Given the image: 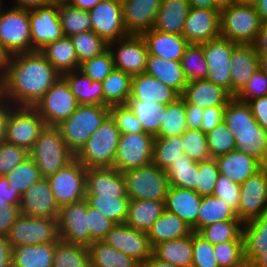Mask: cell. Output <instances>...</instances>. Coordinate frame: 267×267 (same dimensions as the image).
<instances>
[{"label":"cell","instance_id":"1","mask_svg":"<svg viewBox=\"0 0 267 267\" xmlns=\"http://www.w3.org/2000/svg\"><path fill=\"white\" fill-rule=\"evenodd\" d=\"M60 78L39 51L10 55L2 70L4 99L12 106L33 107Z\"/></svg>","mask_w":267,"mask_h":267},{"label":"cell","instance_id":"2","mask_svg":"<svg viewBox=\"0 0 267 267\" xmlns=\"http://www.w3.org/2000/svg\"><path fill=\"white\" fill-rule=\"evenodd\" d=\"M224 122L233 133L236 149L267 166V130L254 118L250 105L233 97L225 106Z\"/></svg>","mask_w":267,"mask_h":267},{"label":"cell","instance_id":"3","mask_svg":"<svg viewBox=\"0 0 267 267\" xmlns=\"http://www.w3.org/2000/svg\"><path fill=\"white\" fill-rule=\"evenodd\" d=\"M108 116L109 106L79 104L77 109L56 127L69 150L76 155Z\"/></svg>","mask_w":267,"mask_h":267},{"label":"cell","instance_id":"4","mask_svg":"<svg viewBox=\"0 0 267 267\" xmlns=\"http://www.w3.org/2000/svg\"><path fill=\"white\" fill-rule=\"evenodd\" d=\"M120 131L109 115L75 155L86 168H113Z\"/></svg>","mask_w":267,"mask_h":267},{"label":"cell","instance_id":"5","mask_svg":"<svg viewBox=\"0 0 267 267\" xmlns=\"http://www.w3.org/2000/svg\"><path fill=\"white\" fill-rule=\"evenodd\" d=\"M29 156L44 178L64 168L75 158L56 126H46L42 130L29 151Z\"/></svg>","mask_w":267,"mask_h":267},{"label":"cell","instance_id":"6","mask_svg":"<svg viewBox=\"0 0 267 267\" xmlns=\"http://www.w3.org/2000/svg\"><path fill=\"white\" fill-rule=\"evenodd\" d=\"M262 21L254 4H230L220 9L221 36L237 44H253Z\"/></svg>","mask_w":267,"mask_h":267},{"label":"cell","instance_id":"7","mask_svg":"<svg viewBox=\"0 0 267 267\" xmlns=\"http://www.w3.org/2000/svg\"><path fill=\"white\" fill-rule=\"evenodd\" d=\"M0 45L8 56L32 52L29 9L8 5L1 8Z\"/></svg>","mask_w":267,"mask_h":267},{"label":"cell","instance_id":"8","mask_svg":"<svg viewBox=\"0 0 267 267\" xmlns=\"http://www.w3.org/2000/svg\"><path fill=\"white\" fill-rule=\"evenodd\" d=\"M130 200L165 201L170 187L165 170L153 163L122 173Z\"/></svg>","mask_w":267,"mask_h":267},{"label":"cell","instance_id":"9","mask_svg":"<svg viewBox=\"0 0 267 267\" xmlns=\"http://www.w3.org/2000/svg\"><path fill=\"white\" fill-rule=\"evenodd\" d=\"M11 248L60 240L57 218L30 217L20 214L6 235Z\"/></svg>","mask_w":267,"mask_h":267},{"label":"cell","instance_id":"10","mask_svg":"<svg viewBox=\"0 0 267 267\" xmlns=\"http://www.w3.org/2000/svg\"><path fill=\"white\" fill-rule=\"evenodd\" d=\"M87 168L76 158L47 177L59 207L85 199Z\"/></svg>","mask_w":267,"mask_h":267},{"label":"cell","instance_id":"11","mask_svg":"<svg viewBox=\"0 0 267 267\" xmlns=\"http://www.w3.org/2000/svg\"><path fill=\"white\" fill-rule=\"evenodd\" d=\"M79 103L72 94L68 83L61 77L35 103L33 108L43 119L46 126H57L67 119L78 107Z\"/></svg>","mask_w":267,"mask_h":267},{"label":"cell","instance_id":"12","mask_svg":"<svg viewBox=\"0 0 267 267\" xmlns=\"http://www.w3.org/2000/svg\"><path fill=\"white\" fill-rule=\"evenodd\" d=\"M46 127L33 107L13 106L9 112L5 141L30 151Z\"/></svg>","mask_w":267,"mask_h":267},{"label":"cell","instance_id":"13","mask_svg":"<svg viewBox=\"0 0 267 267\" xmlns=\"http://www.w3.org/2000/svg\"><path fill=\"white\" fill-rule=\"evenodd\" d=\"M154 139L146 132L121 134L113 168L123 173L151 164Z\"/></svg>","mask_w":267,"mask_h":267},{"label":"cell","instance_id":"14","mask_svg":"<svg viewBox=\"0 0 267 267\" xmlns=\"http://www.w3.org/2000/svg\"><path fill=\"white\" fill-rule=\"evenodd\" d=\"M114 68L131 76L145 73L148 47L142 35L128 34L108 43Z\"/></svg>","mask_w":267,"mask_h":267},{"label":"cell","instance_id":"15","mask_svg":"<svg viewBox=\"0 0 267 267\" xmlns=\"http://www.w3.org/2000/svg\"><path fill=\"white\" fill-rule=\"evenodd\" d=\"M237 43L222 36L203 43L208 65L206 80L222 86L231 93V57Z\"/></svg>","mask_w":267,"mask_h":267},{"label":"cell","instance_id":"16","mask_svg":"<svg viewBox=\"0 0 267 267\" xmlns=\"http://www.w3.org/2000/svg\"><path fill=\"white\" fill-rule=\"evenodd\" d=\"M267 212V166L240 184L237 218L246 223Z\"/></svg>","mask_w":267,"mask_h":267},{"label":"cell","instance_id":"17","mask_svg":"<svg viewBox=\"0 0 267 267\" xmlns=\"http://www.w3.org/2000/svg\"><path fill=\"white\" fill-rule=\"evenodd\" d=\"M32 52L62 38L63 32L58 13V0L48 5L29 9Z\"/></svg>","mask_w":267,"mask_h":267},{"label":"cell","instance_id":"18","mask_svg":"<svg viewBox=\"0 0 267 267\" xmlns=\"http://www.w3.org/2000/svg\"><path fill=\"white\" fill-rule=\"evenodd\" d=\"M102 241L134 258L142 266L152 255L153 248L147 233L133 229L126 223L115 224Z\"/></svg>","mask_w":267,"mask_h":267},{"label":"cell","instance_id":"19","mask_svg":"<svg viewBox=\"0 0 267 267\" xmlns=\"http://www.w3.org/2000/svg\"><path fill=\"white\" fill-rule=\"evenodd\" d=\"M57 221L61 241L85 247L91 245L85 199L60 207Z\"/></svg>","mask_w":267,"mask_h":267},{"label":"cell","instance_id":"20","mask_svg":"<svg viewBox=\"0 0 267 267\" xmlns=\"http://www.w3.org/2000/svg\"><path fill=\"white\" fill-rule=\"evenodd\" d=\"M88 12L92 31L107 43L128 35L123 23L121 0H102Z\"/></svg>","mask_w":267,"mask_h":267},{"label":"cell","instance_id":"21","mask_svg":"<svg viewBox=\"0 0 267 267\" xmlns=\"http://www.w3.org/2000/svg\"><path fill=\"white\" fill-rule=\"evenodd\" d=\"M182 36L193 44H201L221 36L220 9L190 8Z\"/></svg>","mask_w":267,"mask_h":267},{"label":"cell","instance_id":"22","mask_svg":"<svg viewBox=\"0 0 267 267\" xmlns=\"http://www.w3.org/2000/svg\"><path fill=\"white\" fill-rule=\"evenodd\" d=\"M20 214L30 217L58 218L60 207L56 203L47 178L32 184L20 202Z\"/></svg>","mask_w":267,"mask_h":267},{"label":"cell","instance_id":"23","mask_svg":"<svg viewBox=\"0 0 267 267\" xmlns=\"http://www.w3.org/2000/svg\"><path fill=\"white\" fill-rule=\"evenodd\" d=\"M128 34L142 35L153 28L162 0H121Z\"/></svg>","mask_w":267,"mask_h":267},{"label":"cell","instance_id":"24","mask_svg":"<svg viewBox=\"0 0 267 267\" xmlns=\"http://www.w3.org/2000/svg\"><path fill=\"white\" fill-rule=\"evenodd\" d=\"M185 103L208 107L226 106L234 97L228 90L206 79L188 81L180 95Z\"/></svg>","mask_w":267,"mask_h":267},{"label":"cell","instance_id":"25","mask_svg":"<svg viewBox=\"0 0 267 267\" xmlns=\"http://www.w3.org/2000/svg\"><path fill=\"white\" fill-rule=\"evenodd\" d=\"M259 70V55L253 44H237L231 57V94L235 96Z\"/></svg>","mask_w":267,"mask_h":267},{"label":"cell","instance_id":"26","mask_svg":"<svg viewBox=\"0 0 267 267\" xmlns=\"http://www.w3.org/2000/svg\"><path fill=\"white\" fill-rule=\"evenodd\" d=\"M202 196L187 188L170 186L165 199V210L176 214L197 232V217Z\"/></svg>","mask_w":267,"mask_h":267},{"label":"cell","instance_id":"27","mask_svg":"<svg viewBox=\"0 0 267 267\" xmlns=\"http://www.w3.org/2000/svg\"><path fill=\"white\" fill-rule=\"evenodd\" d=\"M215 161L219 174L239 185L264 167L259 160L238 149L216 157Z\"/></svg>","mask_w":267,"mask_h":267},{"label":"cell","instance_id":"28","mask_svg":"<svg viewBox=\"0 0 267 267\" xmlns=\"http://www.w3.org/2000/svg\"><path fill=\"white\" fill-rule=\"evenodd\" d=\"M179 97L180 94L177 91L163 84L155 77L146 73L132 76L129 99H140L168 105Z\"/></svg>","mask_w":267,"mask_h":267},{"label":"cell","instance_id":"29","mask_svg":"<svg viewBox=\"0 0 267 267\" xmlns=\"http://www.w3.org/2000/svg\"><path fill=\"white\" fill-rule=\"evenodd\" d=\"M150 55L180 61L189 42L182 36L151 29L142 34Z\"/></svg>","mask_w":267,"mask_h":267},{"label":"cell","instance_id":"30","mask_svg":"<svg viewBox=\"0 0 267 267\" xmlns=\"http://www.w3.org/2000/svg\"><path fill=\"white\" fill-rule=\"evenodd\" d=\"M86 194L127 195L123 174L115 168H87Z\"/></svg>","mask_w":267,"mask_h":267},{"label":"cell","instance_id":"31","mask_svg":"<svg viewBox=\"0 0 267 267\" xmlns=\"http://www.w3.org/2000/svg\"><path fill=\"white\" fill-rule=\"evenodd\" d=\"M145 73L171 87L180 95L188 82L180 61H170L157 55L148 54Z\"/></svg>","mask_w":267,"mask_h":267},{"label":"cell","instance_id":"32","mask_svg":"<svg viewBox=\"0 0 267 267\" xmlns=\"http://www.w3.org/2000/svg\"><path fill=\"white\" fill-rule=\"evenodd\" d=\"M190 5L188 0H162L152 29L182 35Z\"/></svg>","mask_w":267,"mask_h":267},{"label":"cell","instance_id":"33","mask_svg":"<svg viewBox=\"0 0 267 267\" xmlns=\"http://www.w3.org/2000/svg\"><path fill=\"white\" fill-rule=\"evenodd\" d=\"M192 233L193 230L189 224L180 219L176 214L165 210L152 224L147 235L153 248L161 242L182 238Z\"/></svg>","mask_w":267,"mask_h":267},{"label":"cell","instance_id":"34","mask_svg":"<svg viewBox=\"0 0 267 267\" xmlns=\"http://www.w3.org/2000/svg\"><path fill=\"white\" fill-rule=\"evenodd\" d=\"M164 211L165 201L130 200L125 223L133 229L147 233Z\"/></svg>","mask_w":267,"mask_h":267},{"label":"cell","instance_id":"35","mask_svg":"<svg viewBox=\"0 0 267 267\" xmlns=\"http://www.w3.org/2000/svg\"><path fill=\"white\" fill-rule=\"evenodd\" d=\"M56 243L51 242L13 247L11 267H53Z\"/></svg>","mask_w":267,"mask_h":267},{"label":"cell","instance_id":"36","mask_svg":"<svg viewBox=\"0 0 267 267\" xmlns=\"http://www.w3.org/2000/svg\"><path fill=\"white\" fill-rule=\"evenodd\" d=\"M39 52L61 75L79 70L80 64L70 37L63 36L45 45Z\"/></svg>","mask_w":267,"mask_h":267},{"label":"cell","instance_id":"37","mask_svg":"<svg viewBox=\"0 0 267 267\" xmlns=\"http://www.w3.org/2000/svg\"><path fill=\"white\" fill-rule=\"evenodd\" d=\"M79 104L103 105L102 82L92 81L80 70L61 75Z\"/></svg>","mask_w":267,"mask_h":267},{"label":"cell","instance_id":"38","mask_svg":"<svg viewBox=\"0 0 267 267\" xmlns=\"http://www.w3.org/2000/svg\"><path fill=\"white\" fill-rule=\"evenodd\" d=\"M243 250L248 265L257 255L267 249V212L242 226Z\"/></svg>","mask_w":267,"mask_h":267},{"label":"cell","instance_id":"39","mask_svg":"<svg viewBox=\"0 0 267 267\" xmlns=\"http://www.w3.org/2000/svg\"><path fill=\"white\" fill-rule=\"evenodd\" d=\"M152 254L175 266L182 267L193 262L192 234L155 245Z\"/></svg>","mask_w":267,"mask_h":267},{"label":"cell","instance_id":"40","mask_svg":"<svg viewBox=\"0 0 267 267\" xmlns=\"http://www.w3.org/2000/svg\"><path fill=\"white\" fill-rule=\"evenodd\" d=\"M89 207L98 210L115 224L125 223L128 215V195L86 194Z\"/></svg>","mask_w":267,"mask_h":267},{"label":"cell","instance_id":"41","mask_svg":"<svg viewBox=\"0 0 267 267\" xmlns=\"http://www.w3.org/2000/svg\"><path fill=\"white\" fill-rule=\"evenodd\" d=\"M88 250L91 267H143L134 258L109 246L102 240L94 241Z\"/></svg>","mask_w":267,"mask_h":267},{"label":"cell","instance_id":"42","mask_svg":"<svg viewBox=\"0 0 267 267\" xmlns=\"http://www.w3.org/2000/svg\"><path fill=\"white\" fill-rule=\"evenodd\" d=\"M132 76L114 68L103 80V106L127 104L131 93Z\"/></svg>","mask_w":267,"mask_h":267},{"label":"cell","instance_id":"43","mask_svg":"<svg viewBox=\"0 0 267 267\" xmlns=\"http://www.w3.org/2000/svg\"><path fill=\"white\" fill-rule=\"evenodd\" d=\"M127 105L141 123L144 132L156 137L163 121V109L166 104L140 99H128Z\"/></svg>","mask_w":267,"mask_h":267},{"label":"cell","instance_id":"44","mask_svg":"<svg viewBox=\"0 0 267 267\" xmlns=\"http://www.w3.org/2000/svg\"><path fill=\"white\" fill-rule=\"evenodd\" d=\"M239 220L236 212L221 198L203 196L197 217V232L206 225L219 221Z\"/></svg>","mask_w":267,"mask_h":267},{"label":"cell","instance_id":"45","mask_svg":"<svg viewBox=\"0 0 267 267\" xmlns=\"http://www.w3.org/2000/svg\"><path fill=\"white\" fill-rule=\"evenodd\" d=\"M58 13L64 36L92 30L89 12L74 7L67 0H58Z\"/></svg>","mask_w":267,"mask_h":267},{"label":"cell","instance_id":"46","mask_svg":"<svg viewBox=\"0 0 267 267\" xmlns=\"http://www.w3.org/2000/svg\"><path fill=\"white\" fill-rule=\"evenodd\" d=\"M169 185L173 187L197 189V162L183 154L165 170Z\"/></svg>","mask_w":267,"mask_h":267},{"label":"cell","instance_id":"47","mask_svg":"<svg viewBox=\"0 0 267 267\" xmlns=\"http://www.w3.org/2000/svg\"><path fill=\"white\" fill-rule=\"evenodd\" d=\"M188 129L185 102L180 96L163 109V121L158 137L182 135Z\"/></svg>","mask_w":267,"mask_h":267},{"label":"cell","instance_id":"48","mask_svg":"<svg viewBox=\"0 0 267 267\" xmlns=\"http://www.w3.org/2000/svg\"><path fill=\"white\" fill-rule=\"evenodd\" d=\"M53 267H91L88 247L59 240L55 244Z\"/></svg>","mask_w":267,"mask_h":267},{"label":"cell","instance_id":"49","mask_svg":"<svg viewBox=\"0 0 267 267\" xmlns=\"http://www.w3.org/2000/svg\"><path fill=\"white\" fill-rule=\"evenodd\" d=\"M183 154L182 135L155 137L152 163L160 169L166 170L174 160L177 161Z\"/></svg>","mask_w":267,"mask_h":267},{"label":"cell","instance_id":"50","mask_svg":"<svg viewBox=\"0 0 267 267\" xmlns=\"http://www.w3.org/2000/svg\"><path fill=\"white\" fill-rule=\"evenodd\" d=\"M242 226L240 220H226L206 225L197 233L212 245L224 241H243Z\"/></svg>","mask_w":267,"mask_h":267},{"label":"cell","instance_id":"51","mask_svg":"<svg viewBox=\"0 0 267 267\" xmlns=\"http://www.w3.org/2000/svg\"><path fill=\"white\" fill-rule=\"evenodd\" d=\"M180 63L187 81L206 79L209 69L203 52V43H189Z\"/></svg>","mask_w":267,"mask_h":267},{"label":"cell","instance_id":"52","mask_svg":"<svg viewBox=\"0 0 267 267\" xmlns=\"http://www.w3.org/2000/svg\"><path fill=\"white\" fill-rule=\"evenodd\" d=\"M70 40L75 48L79 64L108 49V43L92 30L70 36Z\"/></svg>","mask_w":267,"mask_h":267},{"label":"cell","instance_id":"53","mask_svg":"<svg viewBox=\"0 0 267 267\" xmlns=\"http://www.w3.org/2000/svg\"><path fill=\"white\" fill-rule=\"evenodd\" d=\"M9 188L16 189L22 195L34 183L39 181L41 173L36 166L34 160L28 156L15 168H13L7 175Z\"/></svg>","mask_w":267,"mask_h":267},{"label":"cell","instance_id":"54","mask_svg":"<svg viewBox=\"0 0 267 267\" xmlns=\"http://www.w3.org/2000/svg\"><path fill=\"white\" fill-rule=\"evenodd\" d=\"M219 267H247L243 241H224L213 245Z\"/></svg>","mask_w":267,"mask_h":267},{"label":"cell","instance_id":"55","mask_svg":"<svg viewBox=\"0 0 267 267\" xmlns=\"http://www.w3.org/2000/svg\"><path fill=\"white\" fill-rule=\"evenodd\" d=\"M184 154L199 162L210 159L207 134L200 129H187L182 134Z\"/></svg>","mask_w":267,"mask_h":267},{"label":"cell","instance_id":"56","mask_svg":"<svg viewBox=\"0 0 267 267\" xmlns=\"http://www.w3.org/2000/svg\"><path fill=\"white\" fill-rule=\"evenodd\" d=\"M207 142L211 158L228 154L236 149L233 133L224 121L207 133Z\"/></svg>","mask_w":267,"mask_h":267},{"label":"cell","instance_id":"57","mask_svg":"<svg viewBox=\"0 0 267 267\" xmlns=\"http://www.w3.org/2000/svg\"><path fill=\"white\" fill-rule=\"evenodd\" d=\"M113 69V58L108 49L98 56L85 60L79 66L84 75L97 82H103Z\"/></svg>","mask_w":267,"mask_h":267},{"label":"cell","instance_id":"58","mask_svg":"<svg viewBox=\"0 0 267 267\" xmlns=\"http://www.w3.org/2000/svg\"><path fill=\"white\" fill-rule=\"evenodd\" d=\"M219 176L215 158L197 162V189L200 196L213 195L215 184Z\"/></svg>","mask_w":267,"mask_h":267},{"label":"cell","instance_id":"59","mask_svg":"<svg viewBox=\"0 0 267 267\" xmlns=\"http://www.w3.org/2000/svg\"><path fill=\"white\" fill-rule=\"evenodd\" d=\"M109 115L121 134L144 132L141 123L127 104L112 105Z\"/></svg>","mask_w":267,"mask_h":267},{"label":"cell","instance_id":"60","mask_svg":"<svg viewBox=\"0 0 267 267\" xmlns=\"http://www.w3.org/2000/svg\"><path fill=\"white\" fill-rule=\"evenodd\" d=\"M193 264L196 267H219L213 245L197 232L192 233Z\"/></svg>","mask_w":267,"mask_h":267},{"label":"cell","instance_id":"61","mask_svg":"<svg viewBox=\"0 0 267 267\" xmlns=\"http://www.w3.org/2000/svg\"><path fill=\"white\" fill-rule=\"evenodd\" d=\"M28 156L29 151L25 148L6 141L0 142V176H6Z\"/></svg>","mask_w":267,"mask_h":267},{"label":"cell","instance_id":"62","mask_svg":"<svg viewBox=\"0 0 267 267\" xmlns=\"http://www.w3.org/2000/svg\"><path fill=\"white\" fill-rule=\"evenodd\" d=\"M264 96H267V75L259 69L234 97L241 102L248 103Z\"/></svg>","mask_w":267,"mask_h":267},{"label":"cell","instance_id":"63","mask_svg":"<svg viewBox=\"0 0 267 267\" xmlns=\"http://www.w3.org/2000/svg\"><path fill=\"white\" fill-rule=\"evenodd\" d=\"M213 196L221 198L235 212H237L240 203V185L234 183L227 176L219 174Z\"/></svg>","mask_w":267,"mask_h":267},{"label":"cell","instance_id":"64","mask_svg":"<svg viewBox=\"0 0 267 267\" xmlns=\"http://www.w3.org/2000/svg\"><path fill=\"white\" fill-rule=\"evenodd\" d=\"M86 215L88 228L91 235V244L94 241L102 240L112 229L115 223L96 209L88 206L86 202Z\"/></svg>","mask_w":267,"mask_h":267},{"label":"cell","instance_id":"65","mask_svg":"<svg viewBox=\"0 0 267 267\" xmlns=\"http://www.w3.org/2000/svg\"><path fill=\"white\" fill-rule=\"evenodd\" d=\"M20 215V209L8 201H0V236H6Z\"/></svg>","mask_w":267,"mask_h":267},{"label":"cell","instance_id":"66","mask_svg":"<svg viewBox=\"0 0 267 267\" xmlns=\"http://www.w3.org/2000/svg\"><path fill=\"white\" fill-rule=\"evenodd\" d=\"M225 106L208 107L203 111L200 130L209 133L219 123L224 121Z\"/></svg>","mask_w":267,"mask_h":267},{"label":"cell","instance_id":"67","mask_svg":"<svg viewBox=\"0 0 267 267\" xmlns=\"http://www.w3.org/2000/svg\"><path fill=\"white\" fill-rule=\"evenodd\" d=\"M254 118L267 130V96L255 98L248 102Z\"/></svg>","mask_w":267,"mask_h":267},{"label":"cell","instance_id":"68","mask_svg":"<svg viewBox=\"0 0 267 267\" xmlns=\"http://www.w3.org/2000/svg\"><path fill=\"white\" fill-rule=\"evenodd\" d=\"M22 195L18 190L9 188L6 176H0V201H8L12 205L20 207Z\"/></svg>","mask_w":267,"mask_h":267},{"label":"cell","instance_id":"69","mask_svg":"<svg viewBox=\"0 0 267 267\" xmlns=\"http://www.w3.org/2000/svg\"><path fill=\"white\" fill-rule=\"evenodd\" d=\"M204 109L196 104L185 103L186 120L189 129H200Z\"/></svg>","mask_w":267,"mask_h":267},{"label":"cell","instance_id":"70","mask_svg":"<svg viewBox=\"0 0 267 267\" xmlns=\"http://www.w3.org/2000/svg\"><path fill=\"white\" fill-rule=\"evenodd\" d=\"M4 4H10L8 6L22 8V9H34L37 7L48 5L53 0H2Z\"/></svg>","mask_w":267,"mask_h":267},{"label":"cell","instance_id":"71","mask_svg":"<svg viewBox=\"0 0 267 267\" xmlns=\"http://www.w3.org/2000/svg\"><path fill=\"white\" fill-rule=\"evenodd\" d=\"M12 107L5 99L0 103V142L5 141L9 112Z\"/></svg>","mask_w":267,"mask_h":267},{"label":"cell","instance_id":"72","mask_svg":"<svg viewBox=\"0 0 267 267\" xmlns=\"http://www.w3.org/2000/svg\"><path fill=\"white\" fill-rule=\"evenodd\" d=\"M12 248L6 236H0V267H11Z\"/></svg>","mask_w":267,"mask_h":267},{"label":"cell","instance_id":"73","mask_svg":"<svg viewBox=\"0 0 267 267\" xmlns=\"http://www.w3.org/2000/svg\"><path fill=\"white\" fill-rule=\"evenodd\" d=\"M253 45L258 55H267V23H262Z\"/></svg>","mask_w":267,"mask_h":267},{"label":"cell","instance_id":"74","mask_svg":"<svg viewBox=\"0 0 267 267\" xmlns=\"http://www.w3.org/2000/svg\"><path fill=\"white\" fill-rule=\"evenodd\" d=\"M190 8L221 9L215 0H188Z\"/></svg>","mask_w":267,"mask_h":267},{"label":"cell","instance_id":"75","mask_svg":"<svg viewBox=\"0 0 267 267\" xmlns=\"http://www.w3.org/2000/svg\"><path fill=\"white\" fill-rule=\"evenodd\" d=\"M67 1L78 9L90 11L102 0H67Z\"/></svg>","mask_w":267,"mask_h":267},{"label":"cell","instance_id":"76","mask_svg":"<svg viewBox=\"0 0 267 267\" xmlns=\"http://www.w3.org/2000/svg\"><path fill=\"white\" fill-rule=\"evenodd\" d=\"M254 6L260 15L262 23H267V0H255Z\"/></svg>","mask_w":267,"mask_h":267},{"label":"cell","instance_id":"77","mask_svg":"<svg viewBox=\"0 0 267 267\" xmlns=\"http://www.w3.org/2000/svg\"><path fill=\"white\" fill-rule=\"evenodd\" d=\"M143 267H178V266H175L167 261L160 260L152 254L151 257L143 265Z\"/></svg>","mask_w":267,"mask_h":267},{"label":"cell","instance_id":"78","mask_svg":"<svg viewBox=\"0 0 267 267\" xmlns=\"http://www.w3.org/2000/svg\"><path fill=\"white\" fill-rule=\"evenodd\" d=\"M247 267H267V249L257 255Z\"/></svg>","mask_w":267,"mask_h":267},{"label":"cell","instance_id":"79","mask_svg":"<svg viewBox=\"0 0 267 267\" xmlns=\"http://www.w3.org/2000/svg\"><path fill=\"white\" fill-rule=\"evenodd\" d=\"M259 69L267 75V55H259Z\"/></svg>","mask_w":267,"mask_h":267},{"label":"cell","instance_id":"80","mask_svg":"<svg viewBox=\"0 0 267 267\" xmlns=\"http://www.w3.org/2000/svg\"><path fill=\"white\" fill-rule=\"evenodd\" d=\"M8 55L3 51L0 45V73H2L4 62L8 59Z\"/></svg>","mask_w":267,"mask_h":267}]
</instances>
